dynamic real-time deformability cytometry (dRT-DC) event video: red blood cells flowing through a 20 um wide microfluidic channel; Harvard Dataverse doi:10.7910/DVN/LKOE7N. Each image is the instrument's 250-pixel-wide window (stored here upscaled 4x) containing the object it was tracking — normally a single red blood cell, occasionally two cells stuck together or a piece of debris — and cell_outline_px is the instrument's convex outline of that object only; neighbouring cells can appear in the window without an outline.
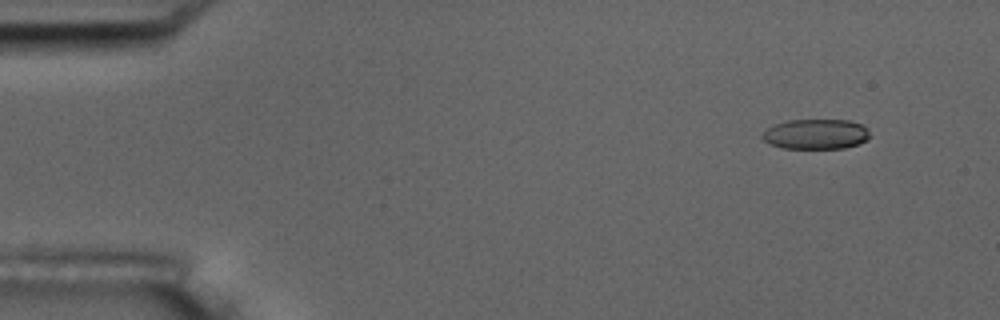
{"species": "common noctule bat (a hibernating species)", "species_latin": "Nyctalus noctula", "temperature_condition": "room temperature", "stored_images_in_passage": 6, "camera_frame_rate_fps": 3000, "um_per_image_px": 0.085, "animal": {"sex": "male", "body_mass_g": 17.5, "forearm_length_mm": 52.3}, "frame": {"image": 1, "passage_image": 1, "time_ms": 0.0, "image_size_px": [1000, 320], "cell_outline_px": [[868, 140], [860, 144], [844, 148], [784, 148], [772, 144], [764, 140], [760, 136], [772, 124], [788, 120], [848, 120], [864, 124], [868, 128]], "centroid_in_image_um": [69.38, 11.39], "position_along_channel_um": 15.6, "area_um2": 18.96}}
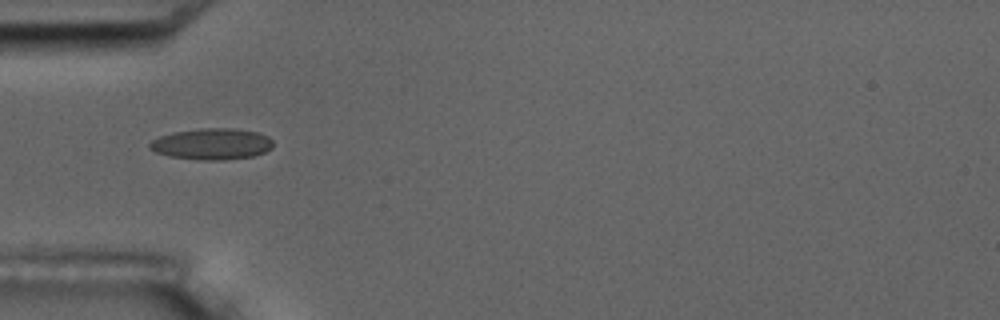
{"frame": {"image": 2, "passage_image": 4, "time_ms": 4.333, "image_size_px": [1000, 320], "cell_outline_px": [[272, 148], [264, 152], [252, 156], [224, 160], [196, 160], [168, 156], [156, 152], [148, 148], [148, 144], [152, 140], [160, 136], [172, 132], [200, 128], [232, 128], [256, 132], [268, 136], [272, 140]], "centroid_in_image_um": [17.97, 12.24], "position_along_channel_um": 67.0, "area_um2": 22.6}}